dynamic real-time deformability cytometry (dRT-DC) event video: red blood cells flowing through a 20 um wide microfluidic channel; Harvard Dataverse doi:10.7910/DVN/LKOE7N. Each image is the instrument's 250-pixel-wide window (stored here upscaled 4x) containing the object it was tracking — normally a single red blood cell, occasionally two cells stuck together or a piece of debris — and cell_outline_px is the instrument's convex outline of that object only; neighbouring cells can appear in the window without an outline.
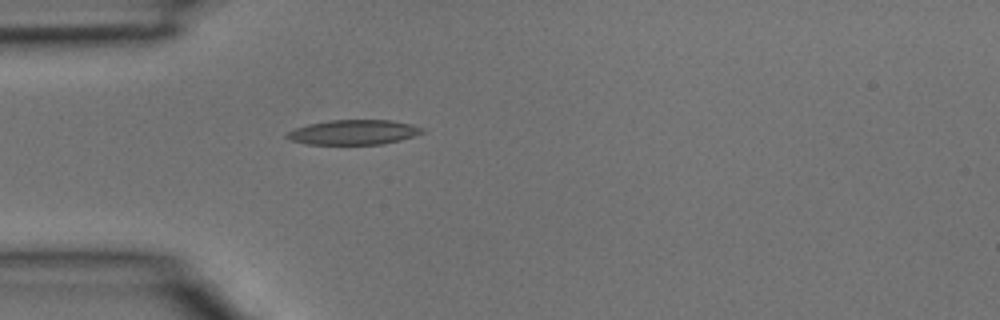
{"species": "common noctule bat (a hibernating species)", "species_latin": "Nyctalus noctula", "temperature_condition": "room temperature", "stored_images_in_passage": 1, "camera_frame_rate_fps": 3000, "um_per_image_px": 0.085, "animal": {"sex": "male", "body_mass_g": 15.6}, "frame": {"image": 1, "passage_image": 1, "time_ms": 0.0, "image_size_px": [1000, 320], "cell_outline_px": [[424, 132], [400, 140], [384, 144], [308, 144], [292, 140], [284, 136], [288, 132], [296, 128], [308, 124], [328, 120], [392, 120], [412, 124], [424, 128]], "centroid_in_image_um": [30.08, 11.23], "position_along_channel_um": 54.9, "area_um2": 19.48}}